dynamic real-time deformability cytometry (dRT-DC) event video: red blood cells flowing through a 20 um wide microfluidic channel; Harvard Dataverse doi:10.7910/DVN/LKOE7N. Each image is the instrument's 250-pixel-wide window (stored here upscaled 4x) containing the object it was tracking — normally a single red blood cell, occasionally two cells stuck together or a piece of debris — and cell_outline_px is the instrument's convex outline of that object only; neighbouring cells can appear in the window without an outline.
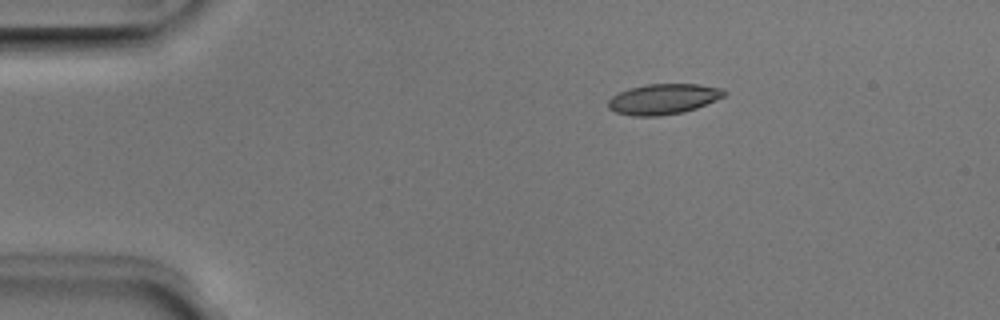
{"species": "Egyptian fruit bat (a non-hibernating species)", "species_latin": "Rousettus aegyptiacus", "temperature_condition": "room temperature", "stored_images_in_passage": 43, "camera_frame_rate_fps": 3000, "um_per_image_px": 0.085, "animal": {"sex": "male"}, "frame": {"image": 1, "passage_image": 1, "time_ms": 0.0, "image_size_px": [1000, 320], "cell_outline_px": [[728, 92], [724, 96], [696, 108], [684, 112], [660, 116], [632, 116], [616, 112], [608, 108], [608, 100], [612, 96], [628, 88], [644, 84], [696, 84], [724, 88]], "centroid_in_image_um": [56.38, 8.41], "position_along_channel_um": 28.6, "area_um2": 20.69}}
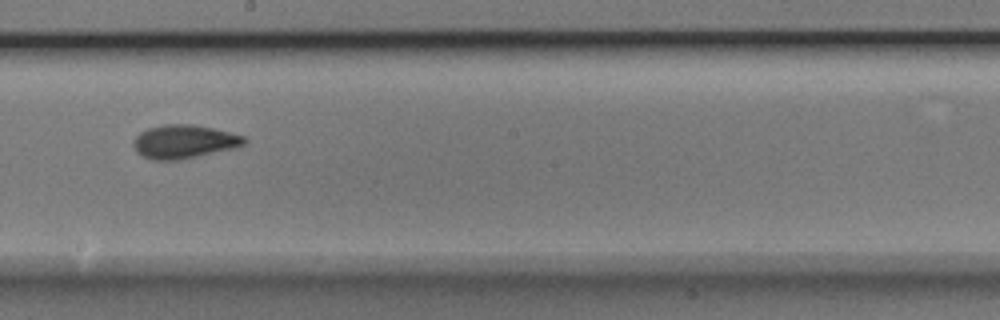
{"frame": {"image": 2, "passage_image": 21, "time_ms": 6.667, "image_size_px": [1000, 320], "cell_outline_px": [[248, 140], [244, 144], [236, 148], [180, 160], [152, 160], [136, 152], [132, 144], [132, 140], [140, 132], [148, 128], [164, 124], [192, 124], [212, 128], [244, 136]], "centroid_in_image_um": [15.63, 12.04], "position_along_channel_um": 232.6, "area_um2": 21.79}}
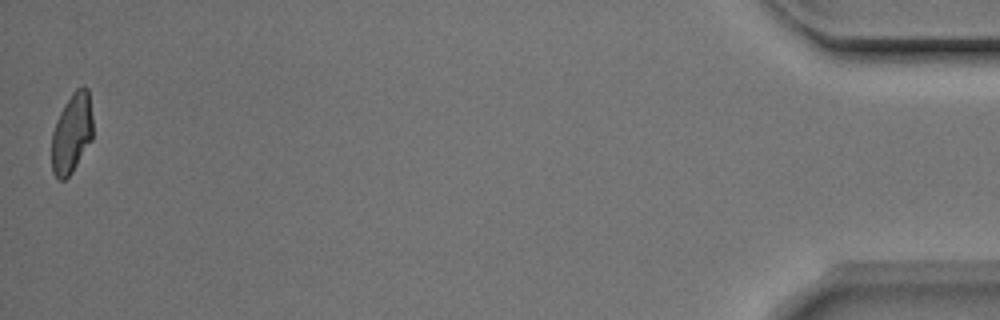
{"frame": {"image": 3, "passage_image": 43, "time_ms": 14.0, "image_size_px": [1000, 320], "cell_outline_px": [[92, 140], [72, 172], [64, 180], [60, 180], [52, 172], [52, 132], [56, 120], [64, 104], [72, 92], [76, 88], [84, 84], [88, 88], [92, 116]], "centroid_in_image_um": [6.1, 11.29], "position_along_channel_um": 429.1, "area_um2": 19.31}, "authors_computed_cell_mechanics": {"area_um2": 20.6346, "velocity_mm_per_s": 3.9546, "shape_relaxation_time_tau1_ms": 3.5538, "shape_relaxation_time_tau2_ms": 1.8849, "deformation_change_tau1": 0.1304, "deformation_change_tau2": 0.07}}